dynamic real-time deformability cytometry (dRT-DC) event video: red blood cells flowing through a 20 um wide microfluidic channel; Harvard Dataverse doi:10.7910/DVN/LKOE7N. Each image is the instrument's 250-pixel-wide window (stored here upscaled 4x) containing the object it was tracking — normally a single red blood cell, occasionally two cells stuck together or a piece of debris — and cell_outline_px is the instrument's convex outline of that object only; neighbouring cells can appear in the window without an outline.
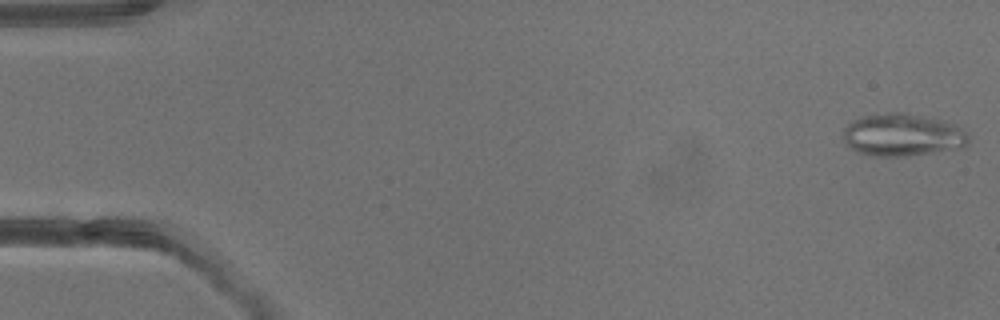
{"species": "common noctule bat (a hibernating species)", "species_latin": "Nyctalus noctula", "temperature_condition": "warm", "stored_images_in_passage": 2, "camera_frame_rate_fps": 3000, "um_per_image_px": 0.085, "animal": {"sex": "male", "body_mass_g": 13.3}, "frame": {"image": 1, "passage_image": 2, "time_ms": 1.667, "image_size_px": [1000, 320], "cell_outline_px": [[968, 140], [960, 148], [908, 156], [872, 156], [860, 152], [852, 148], [844, 140], [844, 128], [852, 120], [860, 116], [888, 112], [904, 112], [924, 116], [956, 124], [968, 136]], "centroid_in_image_um": [76.69, 11.45], "position_along_channel_um": 8.3, "area_um2": 30.87}}